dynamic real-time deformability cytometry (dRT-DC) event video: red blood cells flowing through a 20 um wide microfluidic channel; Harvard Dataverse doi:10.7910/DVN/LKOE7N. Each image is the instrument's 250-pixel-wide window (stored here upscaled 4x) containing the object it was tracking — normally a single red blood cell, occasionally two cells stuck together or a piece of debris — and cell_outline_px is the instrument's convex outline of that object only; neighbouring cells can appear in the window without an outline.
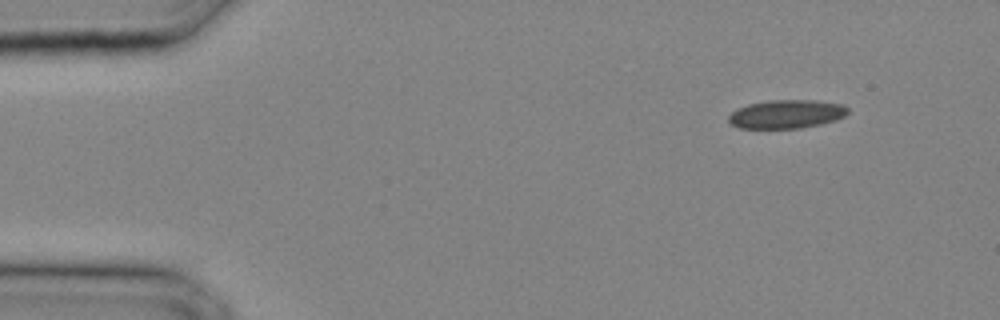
{"species": "common noctule bat (a hibernating species)", "species_latin": "Nyctalus noctula", "temperature_condition": "cold", "stored_images_in_passage": 19, "camera_frame_rate_fps": 3000, "um_per_image_px": 0.085, "animal": {"sex": "male", "body_mass_g": 20.4}, "frame": {"image": 1, "passage_image": 3, "time_ms": 0.667, "image_size_px": [1000, 320], "cell_outline_px": [[848, 112], [844, 116], [836, 120], [820, 124], [800, 128], [740, 128], [728, 124], [728, 116], [736, 108], [748, 104], [768, 100], [816, 100], [844, 104], [848, 108]], "centroid_in_image_um": [66.83, 9.69], "position_along_channel_um": 18.2, "area_um2": 20.06}}
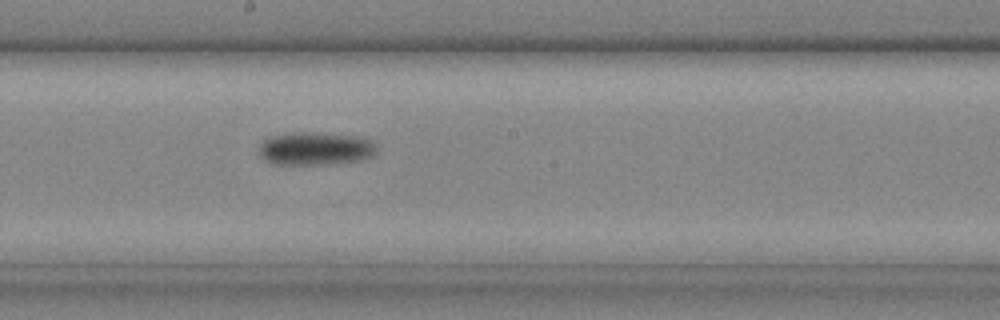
{"frame": {"image": 2, "passage_image": 17, "time_ms": 5.333, "image_size_px": [1000, 320], "cell_outline_px": [[376, 156], [360, 160], [328, 164], [272, 164], [264, 160], [260, 156], [260, 144], [264, 140], [272, 136], [300, 132], [304, 132], [360, 136], [372, 140], [376, 148]], "centroid_in_image_um": [26.85, 12.64], "position_along_channel_um": 221.4, "area_um2": 22.66}}
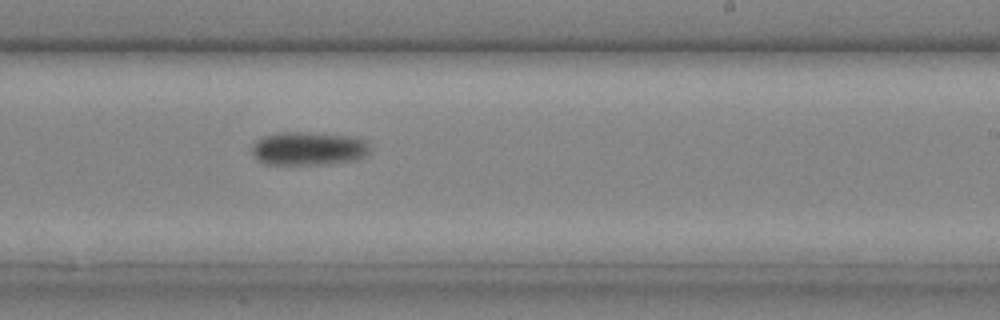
{"frame": {"image": 3, "passage_image": 19, "time_ms": 6.0, "image_size_px": [1000, 320], "cell_outline_px": [[368, 152], [364, 156], [356, 160], [328, 164], [268, 164], [256, 160], [252, 152], [252, 144], [256, 140], [264, 136], [280, 132], [308, 132], [356, 136], [364, 140], [368, 144]], "centroid_in_image_um": [26.21, 12.62], "position_along_channel_um": 262.8, "area_um2": 23.18}}